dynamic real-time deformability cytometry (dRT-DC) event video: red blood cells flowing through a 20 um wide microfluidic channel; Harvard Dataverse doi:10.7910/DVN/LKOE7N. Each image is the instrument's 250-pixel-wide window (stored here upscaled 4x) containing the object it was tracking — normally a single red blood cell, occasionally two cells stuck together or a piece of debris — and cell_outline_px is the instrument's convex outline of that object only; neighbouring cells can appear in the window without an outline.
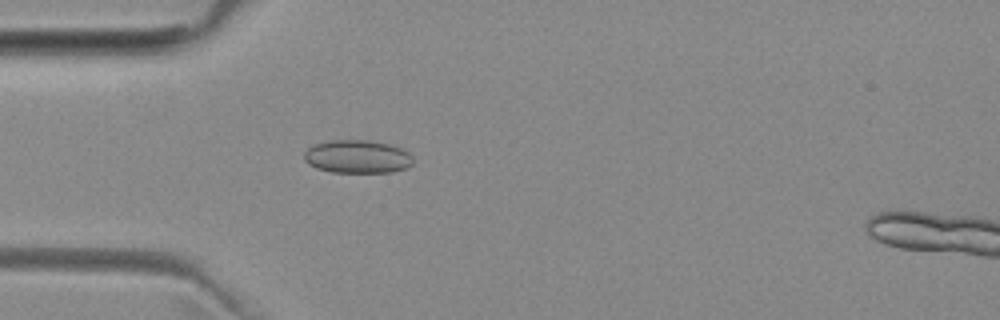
{"species": "common noctule bat (a hibernating species)", "species_latin": "Nyctalus noctula", "temperature_condition": "room temperature", "stored_images_in_passage": 6, "camera_frame_rate_fps": 3000, "um_per_image_px": 0.085, "animal": {"sex": "female", "body_mass_g": 29.2, "forearm_length_mm": 56.3}, "frame": {"image": 1, "passage_image": 5, "time_ms": 4.667, "image_size_px": [1000, 320], "cell_outline_px": [[412, 164], [408, 168], [392, 172], [332, 172], [316, 168], [308, 164], [304, 160], [304, 152], [312, 144], [332, 140], [368, 140], [392, 144], [408, 152], [412, 156]], "centroid_in_image_um": [30.37, 13.31], "position_along_channel_um": 54.6, "area_um2": 21.27}}